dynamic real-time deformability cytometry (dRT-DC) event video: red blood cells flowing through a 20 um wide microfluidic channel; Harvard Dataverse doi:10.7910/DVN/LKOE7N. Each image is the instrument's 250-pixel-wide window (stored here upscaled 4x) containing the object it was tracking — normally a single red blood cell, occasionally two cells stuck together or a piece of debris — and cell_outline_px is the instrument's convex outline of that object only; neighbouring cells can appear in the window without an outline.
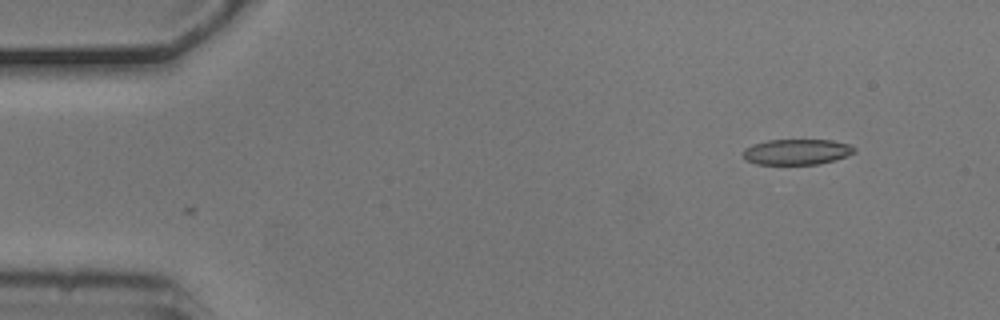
{"species": "common noctule bat (a hibernating species)", "species_latin": "Nyctalus noctula", "temperature_condition": "cold", "stored_images_in_passage": 4, "camera_frame_rate_fps": 3000, "um_per_image_px": 0.085, "animal": {"sex": "male", "body_mass_g": 20.5, "forearm_length_mm": 52.5}, "frame": {"image": 1, "passage_image": 1, "time_ms": 0.0, "image_size_px": [1000, 320], "cell_outline_px": [[856, 152], [848, 156], [836, 160], [820, 164], [756, 164], [748, 160], [744, 156], [744, 148], [752, 144], [768, 140], [832, 140], [848, 144], [856, 148]], "centroid_in_image_um": [67.77, 12.91], "position_along_channel_um": 17.2, "area_um2": 16.65}}
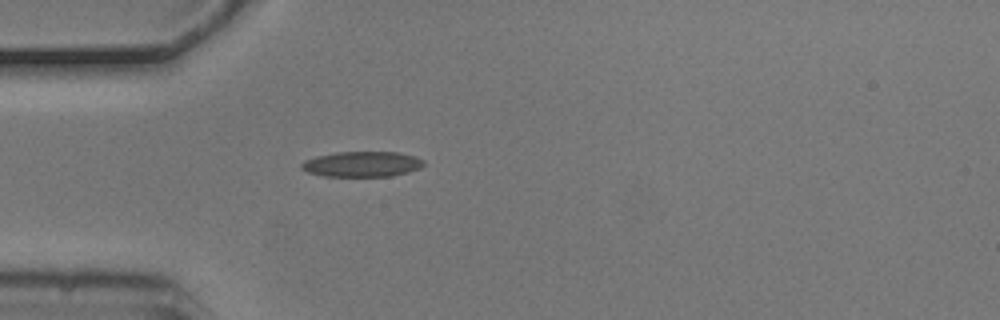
{"frame": {"image": 2, "passage_image": 4, "time_ms": 1.0, "image_size_px": [1000, 320], "cell_outline_px": [[424, 164], [420, 168], [408, 172], [392, 176], [324, 176], [308, 172], [300, 168], [300, 164], [304, 160], [316, 156], [336, 152], [396, 152], [416, 156], [424, 160]], "centroid_in_image_um": [30.77, 13.95], "position_along_channel_um": 54.2, "area_um2": 18.15}}